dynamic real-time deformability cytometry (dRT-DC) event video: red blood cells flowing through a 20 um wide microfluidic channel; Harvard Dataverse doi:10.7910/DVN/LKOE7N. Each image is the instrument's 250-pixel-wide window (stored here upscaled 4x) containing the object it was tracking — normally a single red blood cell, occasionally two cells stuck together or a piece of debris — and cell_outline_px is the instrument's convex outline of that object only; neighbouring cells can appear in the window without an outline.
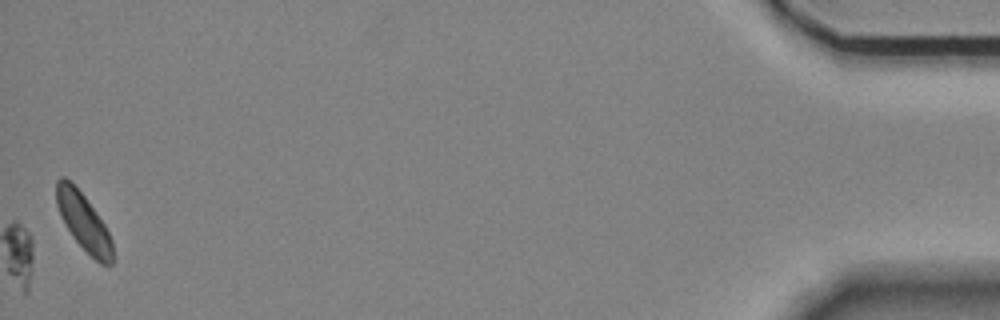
{"species": "Egyptian fruit bat (a non-hibernating species)", "species_latin": "Rousettus aegyptiacus", "temperature_condition": "room temperature", "stored_images_in_passage": 43, "camera_frame_rate_fps": 3000, "um_per_image_px": 0.085, "animal": {"sex": "female"}, "frame": {"image": 1, "passage_image": 43, "time_ms": 14.0, "image_size_px": [1000, 320], "cell_outline_px": [[112, 264], [100, 264], [72, 236], [64, 224], [60, 216], [56, 204], [56, 180], [60, 176], [64, 176], [84, 196], [104, 224], [112, 240]], "centroid_in_image_um": [7.07, 18.84], "position_along_channel_um": 428.1, "area_um2": 18.32}, "authors_computed_cell_mechanics": {"area_um2": 11.7334, "velocity_mm_per_s": 3.4063, "shape_relaxation_time_tau1_ms": 2.026, "shape_relaxation_time_tau2_ms": null, "deformation_change_tau1": 0.0994, "deformation_change_tau2": null}}